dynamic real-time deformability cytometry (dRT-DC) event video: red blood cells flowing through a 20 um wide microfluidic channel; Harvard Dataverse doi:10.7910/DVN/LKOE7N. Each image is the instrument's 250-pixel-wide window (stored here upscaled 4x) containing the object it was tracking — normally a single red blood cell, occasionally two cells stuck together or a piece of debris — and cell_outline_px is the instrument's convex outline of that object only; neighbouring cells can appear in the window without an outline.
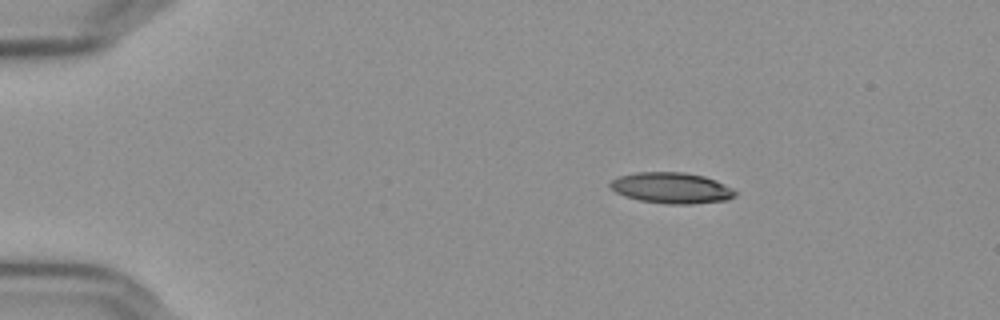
{"species": "Egyptian fruit bat (a non-hibernating species)", "species_latin": "Rousettus aegyptiacus", "temperature_condition": "cold", "stored_images_in_passage": 48, "camera_frame_rate_fps": 3000, "um_per_image_px": 0.085, "frame": {"image": 1, "passage_image": 1, "time_ms": 0.0, "image_size_px": [1000, 320], "cell_outline_px": [[736, 196], [728, 200], [692, 204], [668, 204], [640, 200], [624, 196], [616, 192], [608, 184], [612, 180], [620, 176], [636, 172], [684, 172], [704, 176], [716, 180], [732, 188], [736, 192]], "centroid_in_image_um": [57.1, 15.97], "position_along_channel_um": 27.9, "area_um2": 22.54}}
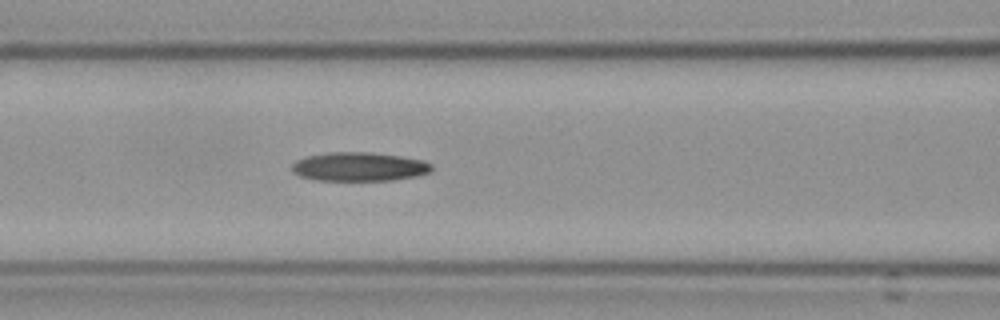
{"frame": {"image": 2, "passage_image": 16, "time_ms": 5.0, "image_size_px": [1000, 320], "cell_outline_px": [[432, 168], [428, 172], [416, 176], [392, 180], [312, 180], [300, 176], [292, 172], [292, 164], [296, 160], [308, 156], [328, 152], [368, 152], [400, 156], [424, 160], [432, 164]], "centroid_in_image_um": [30.5, 14.17], "position_along_channel_um": 136.1, "area_um2": 23.47}}
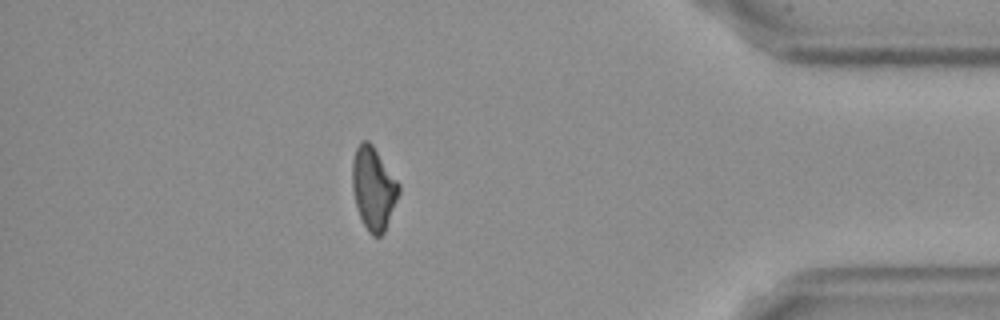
{"frame": {"image": 3, "passage_image": 41, "time_ms": 13.333, "image_size_px": [1000, 320], "cell_outline_px": [[400, 192], [384, 232], [380, 236], [372, 236], [368, 232], [356, 208], [352, 188], [352, 160], [356, 148], [360, 140], [368, 140], [372, 144], [400, 184]], "centroid_in_image_um": [31.73, 15.99], "position_along_channel_um": 403.5, "area_um2": 22.48}}